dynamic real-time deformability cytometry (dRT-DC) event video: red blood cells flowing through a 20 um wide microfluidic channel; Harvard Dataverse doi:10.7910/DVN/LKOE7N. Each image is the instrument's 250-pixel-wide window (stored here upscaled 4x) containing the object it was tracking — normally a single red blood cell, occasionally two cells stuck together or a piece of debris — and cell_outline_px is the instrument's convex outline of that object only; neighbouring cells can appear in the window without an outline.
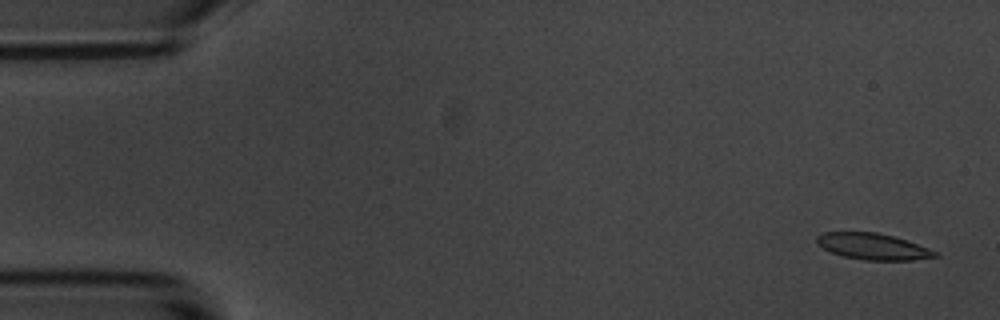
{"species": "common noctule bat (a hibernating species)", "species_latin": "Nyctalus noctula", "temperature_condition": "room temperature", "stored_images_in_passage": 5, "camera_frame_rate_fps": 3000, "um_per_image_px": 0.085, "animal": {"sex": "male", "body_mass_g": 20.1, "forearm_length_mm": 53.5}, "frame": {"image": 1, "passage_image": 1, "time_ms": 0.0, "image_size_px": [1000, 320], "cell_outline_px": [[940, 256], [912, 260], [864, 260], [844, 256], [832, 252], [816, 244], [816, 236], [824, 232], [876, 232], [892, 236], [940, 252]], "centroid_in_image_um": [74.2, 20.95], "position_along_channel_um": 10.8, "area_um2": 17.98}}
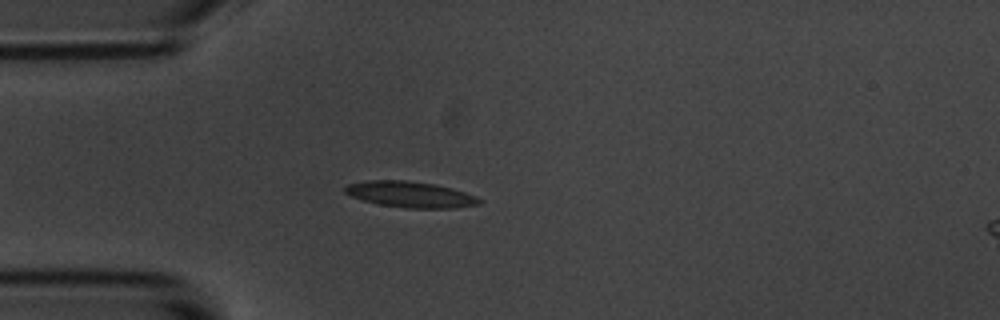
{"frame": {"image": 2, "passage_image": 5, "time_ms": 4.333, "image_size_px": [1000, 320], "cell_outline_px": [[484, 200], [480, 204], [456, 208], [404, 208], [380, 204], [364, 200], [352, 196], [344, 192], [344, 188], [348, 184], [368, 180], [408, 180], [436, 184], [452, 188], [476, 196]], "centroid_in_image_um": [34.92, 16.52], "position_along_channel_um": 50.1, "area_um2": 20.4}}